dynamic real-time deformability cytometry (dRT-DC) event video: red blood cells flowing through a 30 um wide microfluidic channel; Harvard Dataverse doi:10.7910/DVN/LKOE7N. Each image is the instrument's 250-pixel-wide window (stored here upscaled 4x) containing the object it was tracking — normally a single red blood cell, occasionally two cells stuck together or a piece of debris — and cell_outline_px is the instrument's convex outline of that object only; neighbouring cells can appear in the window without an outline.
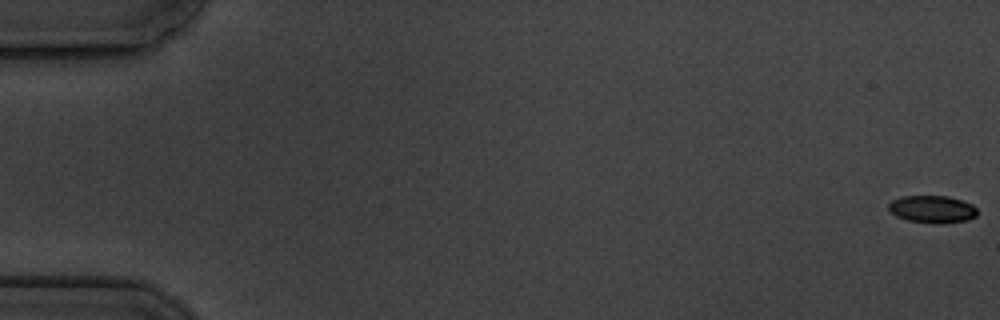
{"species": "common noctule bat (a hibernating species)", "species_latin": "Nyctalus noctula", "temperature_condition": "cold", "stored_images_in_passage": 6, "camera_frame_rate_fps": 3000, "um_per_image_px": 0.085, "animal": {"sex": "male", "body_mass_g": 19.5, "forearm_length_mm": 54.6}, "frame": {"image": 1, "passage_image": 1, "time_ms": 0.0, "image_size_px": [1000, 320], "cell_outline_px": [[976, 216], [968, 220], [936, 224], [932, 224], [908, 220], [896, 216], [888, 208], [888, 204], [892, 200], [900, 196], [948, 196], [972, 204], [976, 208]], "centroid_in_image_um": [79.23, 17.78], "position_along_channel_um": 5.8, "area_um2": 14.16}}
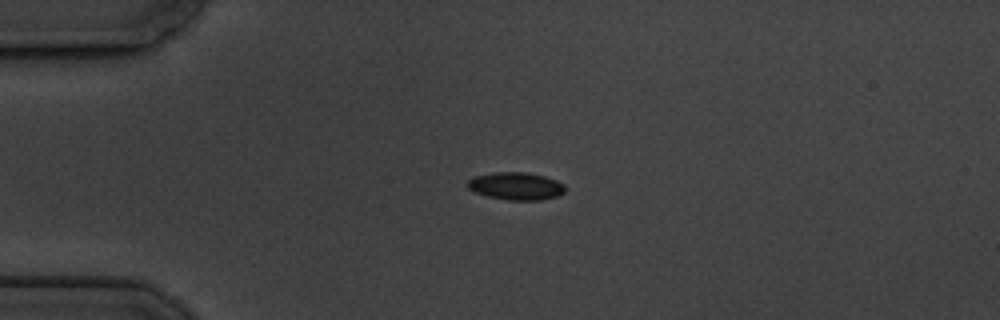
{"frame": {"image": 2, "passage_image": 5, "time_ms": 4.667, "image_size_px": [1000, 320], "cell_outline_px": [[564, 192], [556, 196], [540, 200], [508, 200], [488, 196], [476, 192], [468, 188], [468, 180], [472, 176], [496, 172], [524, 172], [544, 176], [556, 180], [564, 184]], "centroid_in_image_um": [43.84, 15.81], "position_along_channel_um": 41.2, "area_um2": 15.55}}